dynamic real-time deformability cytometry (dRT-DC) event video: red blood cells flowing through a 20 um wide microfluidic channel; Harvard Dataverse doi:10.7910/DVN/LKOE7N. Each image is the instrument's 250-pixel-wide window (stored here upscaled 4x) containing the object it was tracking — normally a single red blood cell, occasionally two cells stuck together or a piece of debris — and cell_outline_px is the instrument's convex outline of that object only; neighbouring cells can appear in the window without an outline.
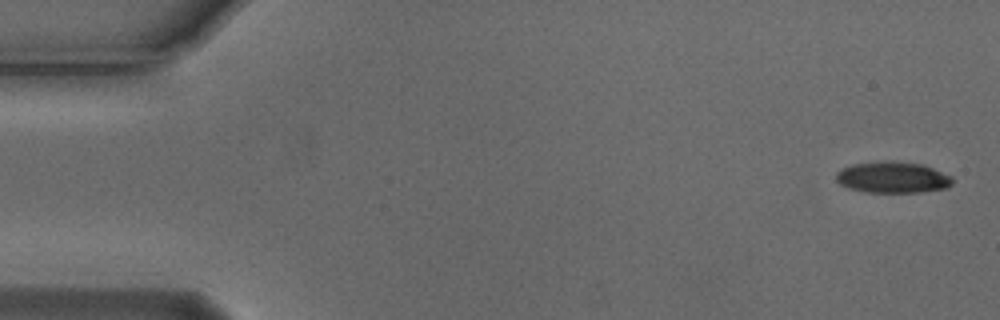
{"species": "Egyptian fruit bat (a non-hibernating species)", "species_latin": "Rousettus aegyptiacus", "temperature_condition": "cold", "stored_images_in_passage": 5, "segment_of_instrument_passage": [1, 2], "camera_frame_rate_fps": 3000, "um_per_image_px": 0.085, "animal": {"sex": "male"}, "frame": {"image": 1, "passage_image": 1, "time_ms": 0.0, "image_size_px": [1000, 320], "cell_outline_px": [[952, 184], [948, 188], [920, 192], [864, 192], [848, 188], [840, 184], [836, 180], [836, 172], [852, 164], [888, 160], [892, 160], [924, 164], [952, 176]], "centroid_in_image_um": [75.89, 15.07], "position_along_channel_um": 9.1, "area_um2": 21.44}}
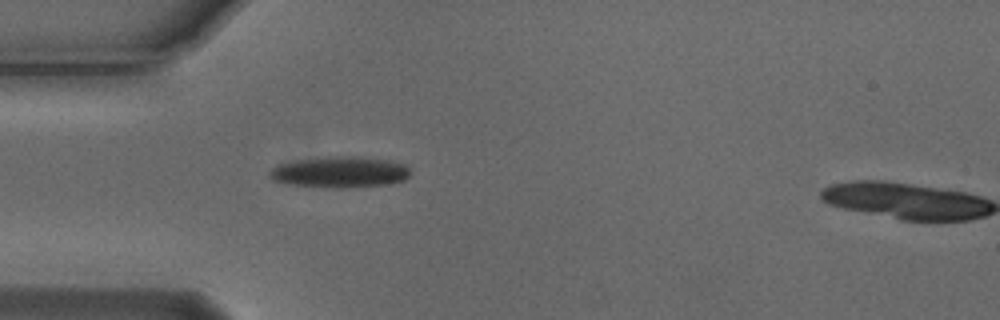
{"frame": {"image": 2, "passage_image": 4, "time_ms": 1.0, "image_size_px": [1000, 320], "cell_outline_px": [[408, 176], [404, 180], [388, 184], [344, 188], [332, 188], [288, 184], [272, 180], [268, 176], [268, 172], [272, 168], [280, 164], [300, 160], [328, 156], [352, 156], [392, 160], [404, 164], [408, 168]], "centroid_in_image_um": [28.87, 14.63], "position_along_channel_um": 56.1, "area_um2": 25.49}}